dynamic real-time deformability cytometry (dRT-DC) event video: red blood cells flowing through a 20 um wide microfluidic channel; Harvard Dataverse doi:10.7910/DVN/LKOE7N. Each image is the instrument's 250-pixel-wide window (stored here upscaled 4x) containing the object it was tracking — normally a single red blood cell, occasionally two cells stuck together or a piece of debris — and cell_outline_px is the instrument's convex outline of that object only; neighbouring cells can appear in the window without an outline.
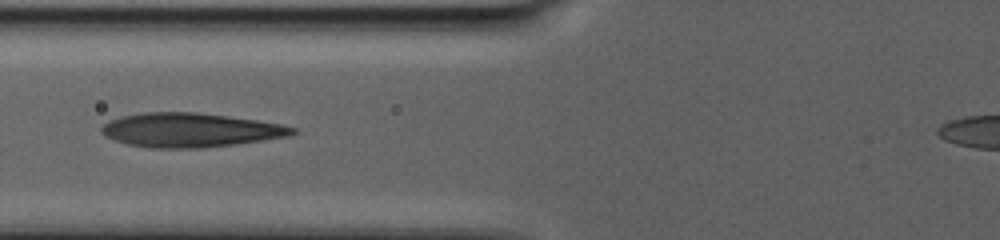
{"species": "human", "species_latin": "Homo sapiens", "temperature_condition": "warm", "stored_images_in_passage": 22, "camera_frame_rate_fps": 3000, "um_per_image_px": 0.085, "donor": {"sex": "male"}, "frame": {"image": 1, "passage_image": 5, "time_ms": 4.333, "image_size_px": [1000, 240], "cell_outline_px": [[300, 132], [288, 136], [236, 144], [200, 148], [148, 148], [128, 144], [104, 136], [100, 132], [100, 128], [108, 120], [120, 116], [140, 112], [196, 112], [228, 116], [284, 124], [296, 128]], "centroid_in_image_um": [16.16, 11.05], "position_along_channel_um": 109.6, "area_um2": 38.26}}
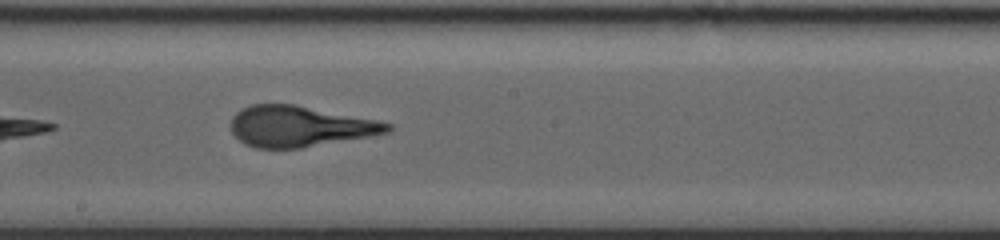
{"frame": {"image": 2, "passage_image": 10, "time_ms": 9.333, "image_size_px": [1000, 240], "cell_outline_px": [[392, 128], [388, 132], [372, 136], [300, 148], [256, 148], [244, 144], [228, 128], [232, 116], [240, 108], [252, 104], [296, 104], [376, 120], [392, 124]], "centroid_in_image_um": [25.43, 10.73], "position_along_channel_um": 222.8, "area_um2": 37.45}}
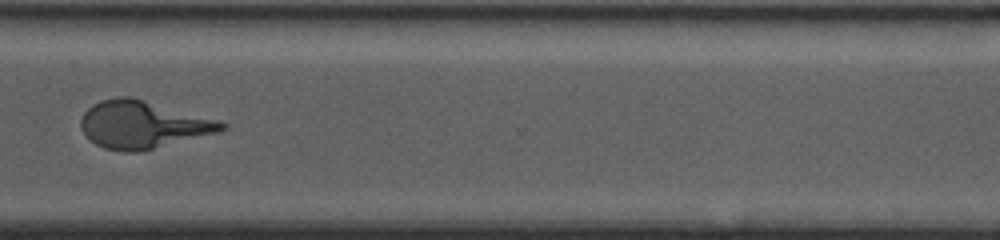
{"frame": {"image": 3, "passage_image": 16, "time_ms": 15.333, "image_size_px": [1000, 240], "cell_outline_px": [[228, 128], [220, 132], [136, 152], [124, 152], [104, 148], [96, 144], [80, 128], [80, 120], [84, 112], [92, 104], [100, 100], [116, 96], [132, 96], [216, 120], [228, 124]], "centroid_in_image_um": [12.11, 10.58], "position_along_channel_um": 358.5, "area_um2": 38.67}}